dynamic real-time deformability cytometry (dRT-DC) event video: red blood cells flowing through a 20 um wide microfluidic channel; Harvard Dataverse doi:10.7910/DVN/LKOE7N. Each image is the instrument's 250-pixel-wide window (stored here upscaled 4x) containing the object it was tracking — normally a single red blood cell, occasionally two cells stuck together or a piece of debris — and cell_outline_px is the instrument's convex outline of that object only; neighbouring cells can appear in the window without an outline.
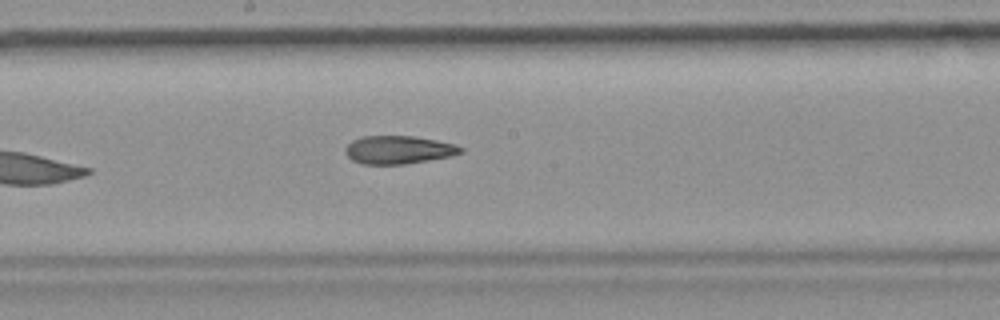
{"species": "common noctule bat (a hibernating species)", "species_latin": "Nyctalus noctula", "temperature_condition": "room temperature", "stored_images_in_passage": 7, "camera_frame_rate_fps": 3000, "um_per_image_px": 0.085, "animal": {"sex": "female", "body_mass_g": 19.9}, "frame": {"image": 1, "passage_image": 7, "time_ms": 8.0, "image_size_px": [1000, 320], "cell_outline_px": [[464, 152], [452, 156], [404, 164], [360, 164], [352, 160], [344, 152], [344, 148], [352, 140], [360, 136], [412, 136], [436, 140], [456, 144], [464, 148]], "centroid_in_image_um": [33.87, 12.73], "position_along_channel_um": 214.3, "area_um2": 19.07}}